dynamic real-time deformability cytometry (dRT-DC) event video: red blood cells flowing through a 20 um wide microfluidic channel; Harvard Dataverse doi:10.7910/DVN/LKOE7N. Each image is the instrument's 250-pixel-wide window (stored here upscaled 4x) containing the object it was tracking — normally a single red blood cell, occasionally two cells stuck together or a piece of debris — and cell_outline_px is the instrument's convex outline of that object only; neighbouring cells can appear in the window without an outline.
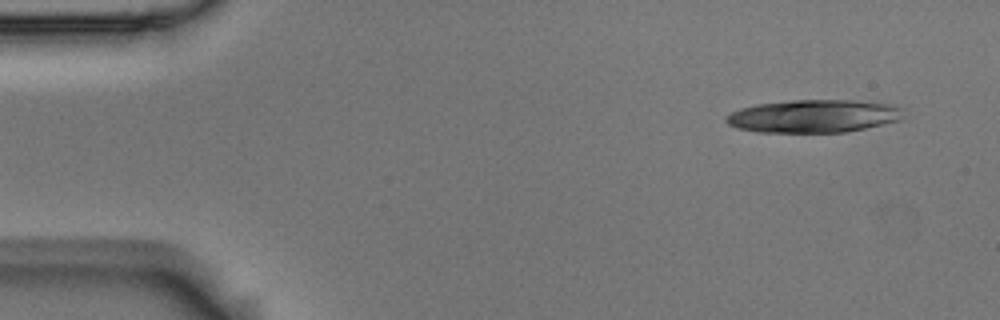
{"species": "Egyptian fruit bat (a non-hibernating species)", "species_latin": "Rousettus aegyptiacus", "temperature_condition": "room temperature", "stored_images_in_passage": 6, "camera_frame_rate_fps": 3000, "um_per_image_px": 0.085, "animal": {"sex": "male"}, "frame": {"image": 1, "passage_image": 1, "time_ms": 0.0, "image_size_px": [1000, 320], "cell_outline_px": [[908, 116], [904, 120], [848, 132], [756, 132], [736, 128], [728, 124], [724, 120], [732, 112], [740, 108], [756, 104], [792, 100], [852, 100], [888, 104], [904, 108]], "centroid_in_image_um": [69.25, 9.87], "position_along_channel_um": 15.8, "area_um2": 34.51}}
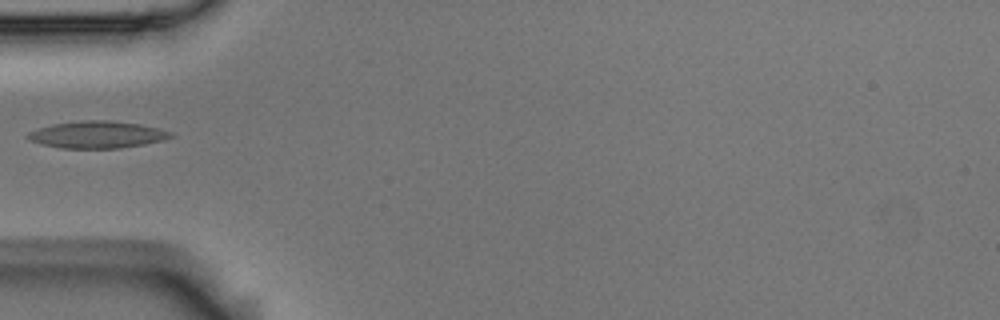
{"frame": {"image": 2, "passage_image": 5, "time_ms": 1.333, "image_size_px": [1000, 320], "cell_outline_px": [[176, 136], [164, 140], [144, 144], [120, 148], [60, 148], [44, 144], [32, 140], [24, 136], [28, 132], [52, 124], [84, 120], [108, 120], [140, 124], [172, 132]], "centroid_in_image_um": [8.29, 11.44], "position_along_channel_um": 76.7, "area_um2": 22.37}}
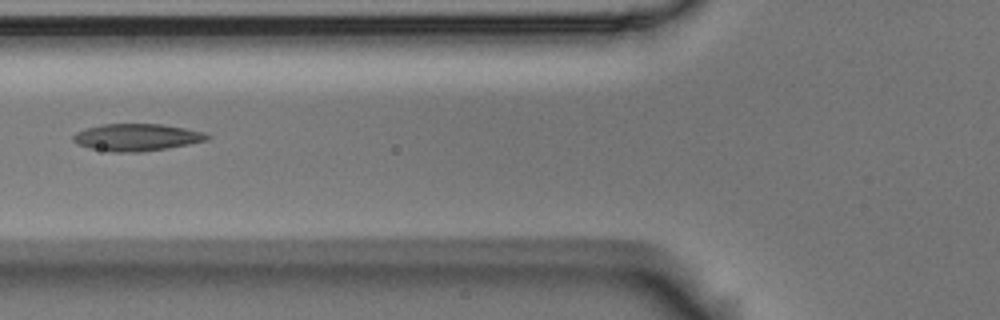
{"frame": {"image": 3, "passage_image": 6, "time_ms": 1.667, "image_size_px": [1000, 320], "cell_outline_px": [[212, 136], [208, 140], [188, 144], [140, 152], [112, 152], [88, 148], [76, 144], [72, 140], [72, 136], [76, 132], [88, 128], [104, 124], [160, 124], [184, 128], [204, 132]], "centroid_in_image_um": [11.6, 11.67], "position_along_channel_um": 114.2, "area_um2": 21.1}}